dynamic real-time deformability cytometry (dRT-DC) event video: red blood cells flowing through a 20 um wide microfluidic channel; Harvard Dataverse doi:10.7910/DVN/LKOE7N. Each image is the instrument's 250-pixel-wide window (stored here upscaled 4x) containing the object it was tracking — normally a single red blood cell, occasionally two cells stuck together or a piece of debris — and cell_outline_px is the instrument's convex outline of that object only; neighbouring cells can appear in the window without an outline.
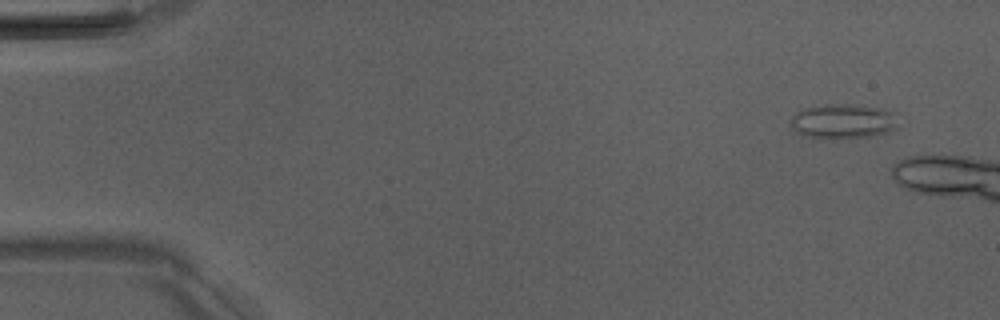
{"species": "Egyptian fruit bat (a non-hibernating species)", "species_latin": "Rousettus aegyptiacus", "temperature_condition": "room temperature", "stored_images_in_passage": 3, "camera_frame_rate_fps": 3000, "um_per_image_px": 0.085, "animal": {"sex": "male"}, "frame": {"image": 1, "passage_image": 1, "time_ms": 0.0, "image_size_px": [1000, 320], "cell_outline_px": [[896, 128], [884, 132], [868, 136], [808, 136], [800, 132], [788, 120], [796, 112], [804, 108], [824, 104], [852, 104], [880, 108], [896, 112]], "centroid_in_image_um": [71.68, 10.24], "position_along_channel_um": 13.3, "area_um2": 20.81}}